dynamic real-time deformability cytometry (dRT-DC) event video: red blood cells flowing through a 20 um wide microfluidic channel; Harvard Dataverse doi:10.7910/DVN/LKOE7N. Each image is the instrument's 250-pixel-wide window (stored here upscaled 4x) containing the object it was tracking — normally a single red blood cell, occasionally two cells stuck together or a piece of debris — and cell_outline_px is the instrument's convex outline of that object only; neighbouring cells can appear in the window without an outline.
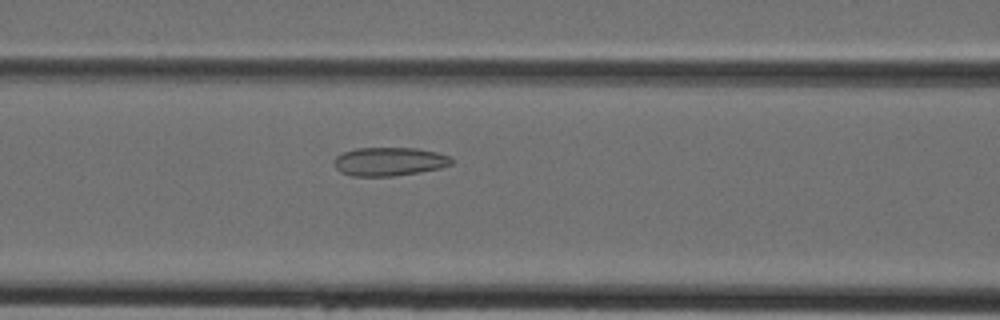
{"species": "Egyptian fruit bat (a non-hibernating species)", "species_latin": "Rousettus aegyptiacus", "temperature_condition": "cold", "stored_images_in_passage": 32, "camera_frame_rate_fps": 3000, "um_per_image_px": 0.085, "animal": {"sex": "female"}, "frame": {"image": 1, "passage_image": 6, "time_ms": 1.667, "image_size_px": [1000, 320], "cell_outline_px": [[452, 164], [440, 168], [420, 172], [392, 176], [352, 176], [340, 172], [332, 164], [332, 160], [336, 156], [344, 152], [356, 148], [416, 148], [436, 152], [452, 156]], "centroid_in_image_um": [33.07, 13.73], "position_along_channel_um": 133.5, "area_um2": 19.71}}
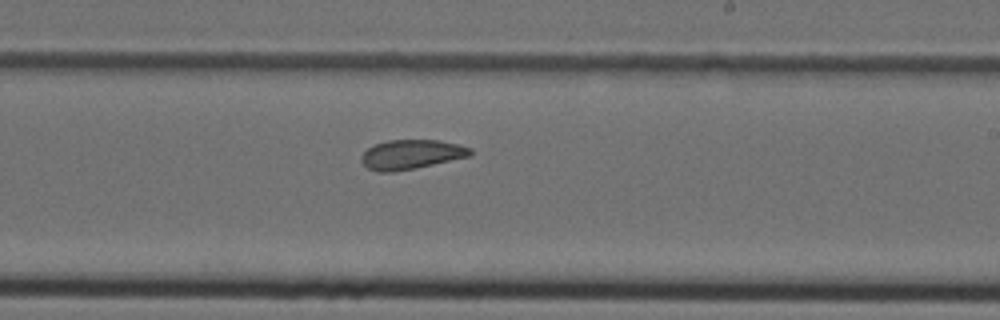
{"frame": {"image": 2, "passage_image": 14, "time_ms": 4.333, "image_size_px": [1000, 320], "cell_outline_px": [[472, 156], [416, 168], [392, 172], [376, 172], [368, 168], [360, 160], [360, 156], [368, 148], [376, 144], [388, 140], [436, 140], [460, 144], [472, 148]], "centroid_in_image_um": [34.98, 13.13], "position_along_channel_um": 254.0, "area_um2": 18.84}}
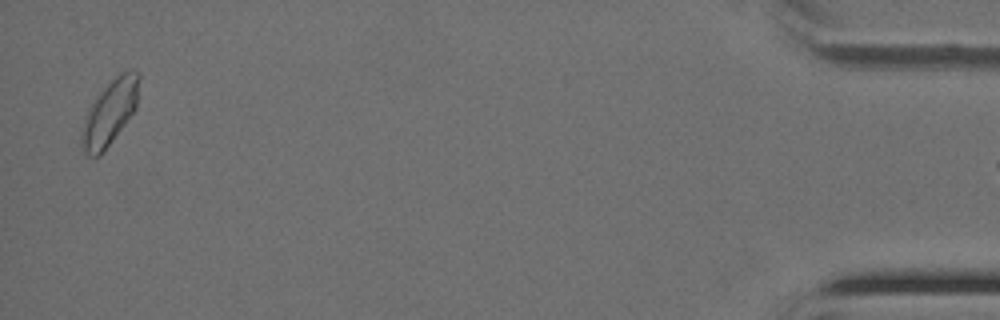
{"frame": {"image": 3, "passage_image": 31, "time_ms": 10.0, "image_size_px": [1000, 320], "cell_outline_px": [[140, 76], [136, 108], [100, 156], [88, 156], [84, 152], [80, 144], [80, 132], [84, 116], [88, 108], [100, 88], [120, 72], [128, 68], [132, 68], [140, 72]], "centroid_in_image_um": [9.3, 9.5], "position_along_channel_um": 425.9, "area_um2": 22.31}}